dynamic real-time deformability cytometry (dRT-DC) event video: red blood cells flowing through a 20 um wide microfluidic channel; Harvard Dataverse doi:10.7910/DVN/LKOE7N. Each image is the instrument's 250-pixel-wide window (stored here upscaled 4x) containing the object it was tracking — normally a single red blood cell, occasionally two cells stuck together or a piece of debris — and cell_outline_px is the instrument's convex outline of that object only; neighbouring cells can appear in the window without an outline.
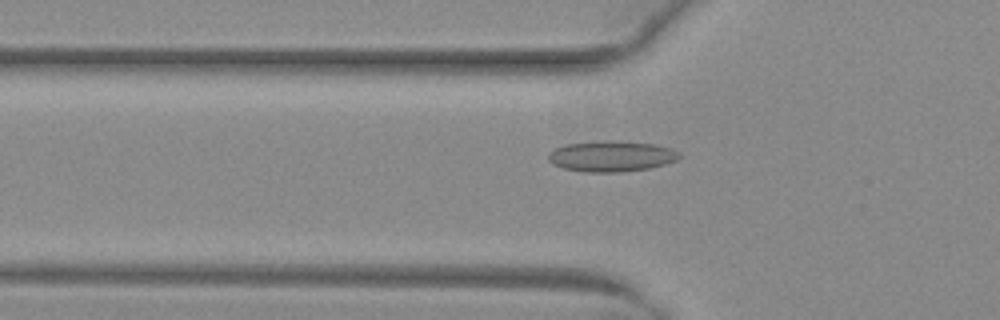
{"species": "common noctule bat (a hibernating species)", "species_latin": "Nyctalus noctula", "temperature_condition": "warm", "stored_images_in_passage": 53, "camera_frame_rate_fps": 3000, "um_per_image_px": 0.085, "animal": {"sex": "female", "body_mass_g": 29.2, "forearm_length_mm": 56.3}, "frame": {"image": 1, "passage_image": 19, "time_ms": 6.0, "image_size_px": [1000, 320], "cell_outline_px": [[680, 156], [676, 160], [664, 164], [648, 168], [620, 172], [584, 172], [564, 168], [552, 164], [548, 160], [548, 152], [564, 144], [604, 140], [612, 140], [656, 144], [672, 148], [680, 152]], "centroid_in_image_um": [51.95, 13.27], "position_along_channel_um": 73.8, "area_um2": 23.64}}
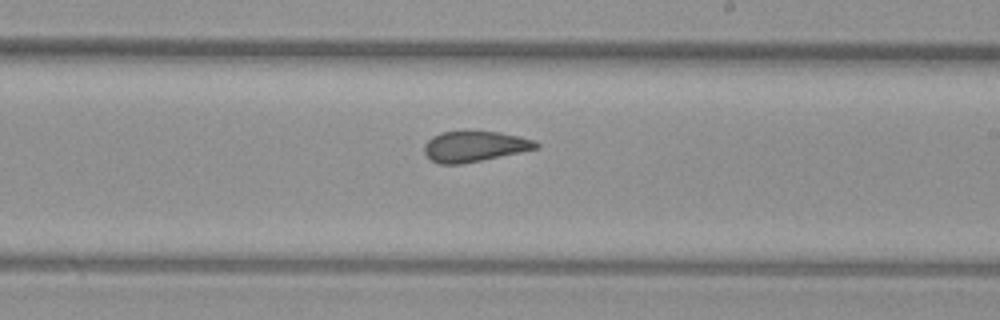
{"frame": {"image": 2, "passage_image": 32, "time_ms": 10.333, "image_size_px": [1000, 320], "cell_outline_px": [[540, 148], [460, 164], [440, 164], [432, 160], [424, 152], [424, 144], [432, 136], [440, 132], [500, 132], [520, 136], [536, 140], [540, 144]], "centroid_in_image_um": [40.36, 12.44], "position_along_channel_um": 248.6, "area_um2": 19.77}}
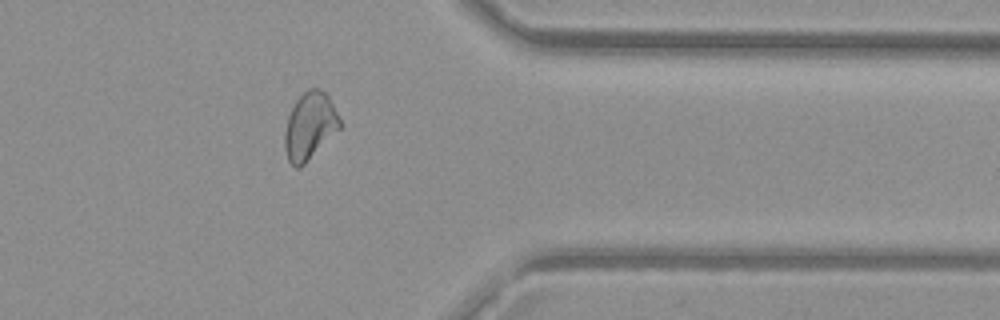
{"frame": {"image": 3, "passage_image": 43, "time_ms": 14.0, "image_size_px": [1000, 320], "cell_outline_px": [[344, 124], [300, 168], [296, 168], [288, 160], [284, 148], [284, 132], [288, 116], [296, 100], [308, 88], [320, 88], [328, 96]], "centroid_in_image_um": [26.33, 10.7], "position_along_channel_um": 385.1, "area_um2": 21.56}, "authors_computed_cell_mechanics": {"area_um2": 22.0218, "velocity_mm_per_s": 4.028, "shape_relaxation_time_tau1_ms": null, "shape_relaxation_time_tau2_ms": 1.0423, "deformation_change_tau1": null, "deformation_change_tau2": 0.0724}}